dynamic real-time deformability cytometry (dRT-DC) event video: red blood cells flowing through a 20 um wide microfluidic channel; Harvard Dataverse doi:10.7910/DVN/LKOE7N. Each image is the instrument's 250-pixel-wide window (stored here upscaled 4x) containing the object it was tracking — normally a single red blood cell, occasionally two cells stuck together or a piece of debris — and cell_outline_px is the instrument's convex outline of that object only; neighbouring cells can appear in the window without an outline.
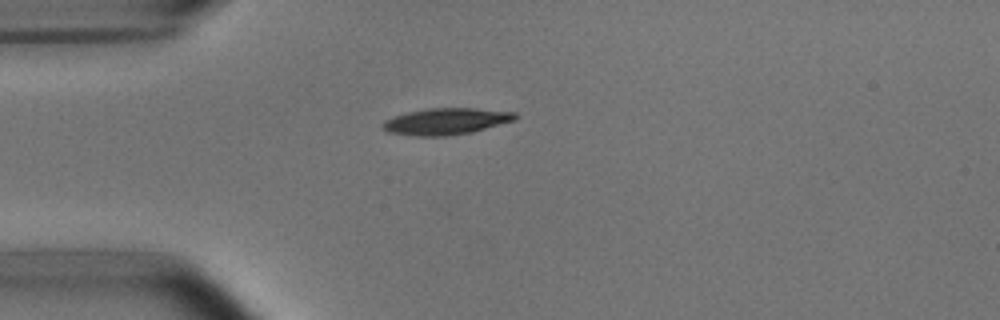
{"species": "common noctule bat (a hibernating species)", "species_latin": "Nyctalus noctula", "temperature_condition": "room temperature", "stored_images_in_passage": 40, "camera_frame_rate_fps": 3000, "um_per_image_px": 0.085, "animal": {"sex": "male", "body_mass_g": 15.6}, "frame": {"image": 1, "passage_image": 1, "time_ms": 0.0, "image_size_px": [1000, 320], "cell_outline_px": [[520, 116], [516, 120], [472, 132], [444, 136], [416, 136], [388, 132], [380, 128], [380, 124], [384, 120], [408, 112], [428, 108], [476, 108], [516, 112]], "centroid_in_image_um": [37.93, 10.31], "position_along_channel_um": 47.1, "area_um2": 20.63}}
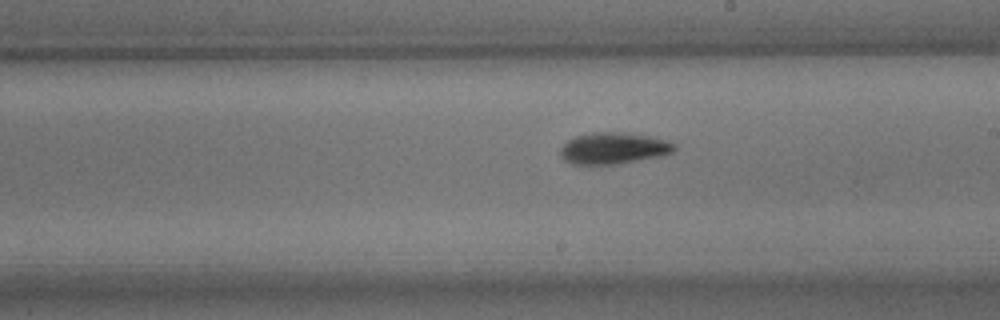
{"frame": {"image": 2, "passage_image": 17, "time_ms": 5.333, "image_size_px": [1000, 320], "cell_outline_px": [[676, 148], [672, 152], [664, 156], [616, 164], [572, 164], [564, 160], [560, 156], [560, 148], [568, 140], [576, 136], [592, 132], [624, 132], [652, 136], [676, 144]], "centroid_in_image_um": [52.16, 12.6], "position_along_channel_um": 236.8, "area_um2": 21.1}}
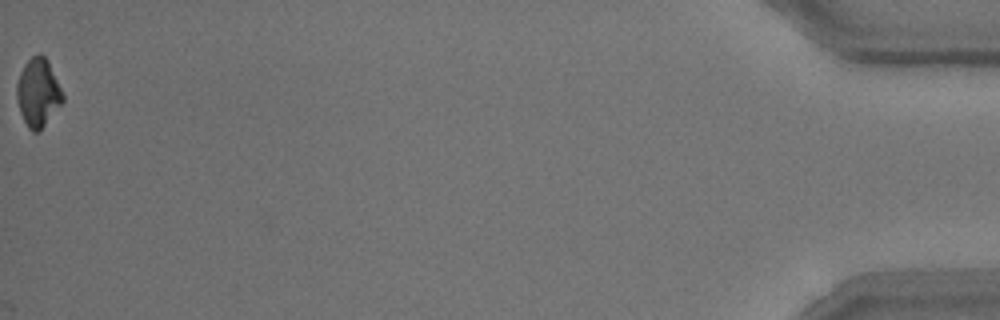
{"frame": {"image": 3, "passage_image": 40, "time_ms": 13.0, "image_size_px": [1000, 320], "cell_outline_px": [[64, 100], [44, 124], [36, 132], [32, 132], [28, 128], [20, 112], [16, 96], [16, 84], [20, 72], [24, 64], [32, 56], [40, 52], [48, 60], [64, 96]], "centroid_in_image_um": [3.21, 7.83], "position_along_channel_um": 432.0, "area_um2": 18.03}, "authors_computed_cell_mechanics": {"area_um2": 19.7965, "velocity_mm_per_s": 3.7957, "shape_relaxation_time_tau1_ms": 2.4052, "shape_relaxation_time_tau2_ms": 3.0582, "deformation_change_tau1": 0.1401, "deformation_change_tau2": 0.0937}}